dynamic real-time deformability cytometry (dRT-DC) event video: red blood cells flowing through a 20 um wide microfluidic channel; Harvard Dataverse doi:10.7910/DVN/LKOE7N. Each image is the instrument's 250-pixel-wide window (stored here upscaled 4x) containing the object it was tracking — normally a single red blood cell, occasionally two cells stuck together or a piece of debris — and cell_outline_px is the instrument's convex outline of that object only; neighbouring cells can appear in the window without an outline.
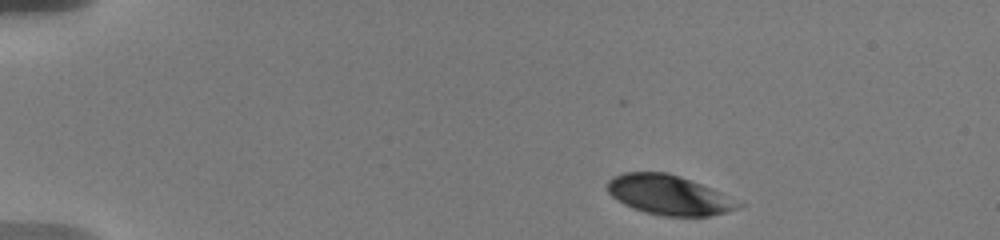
{"species": "human", "species_latin": "Homo sapiens", "temperature_condition": "warm", "stored_images_in_passage": 14, "camera_frame_rate_fps": 3000, "um_per_image_px": 0.085, "donor": {"sex": "male"}, "frame": {"image": 1, "passage_image": 1, "time_ms": 0.0, "image_size_px": [1000, 240], "cell_outline_px": [[744, 204], [740, 208], [708, 216], [664, 216], [644, 212], [632, 208], [616, 200], [608, 192], [608, 180], [612, 176], [624, 172], [668, 172], [680, 176], [712, 188]], "centroid_in_image_um": [56.83, 16.57], "position_along_channel_um": 28.2, "area_um2": 30.29}}
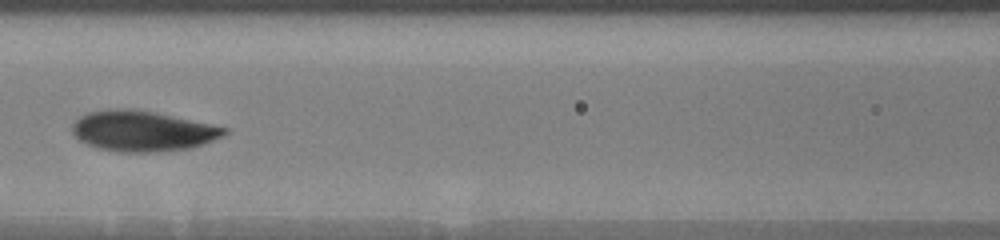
{"frame": {"image": 2, "passage_image": 7, "time_ms": 6.0, "image_size_px": [1000, 240], "cell_outline_px": [[228, 132], [224, 136], [204, 144], [192, 148], [152, 152], [116, 152], [96, 148], [80, 140], [72, 132], [72, 124], [80, 116], [88, 112], [108, 108], [128, 108], [156, 112], [228, 128]], "centroid_in_image_um": [12.11, 11.13], "position_along_channel_um": 154.5, "area_um2": 36.13}}
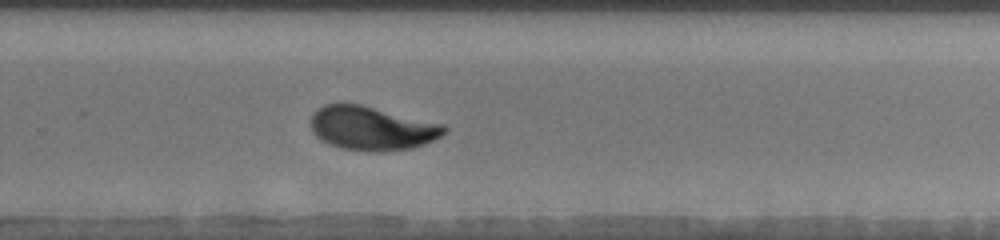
{"frame": {"image": 3, "passage_image": 14, "time_ms": 10.0, "image_size_px": [1000, 240], "cell_outline_px": [[448, 132], [424, 144], [412, 148], [380, 152], [372, 152], [340, 148], [328, 144], [320, 140], [312, 132], [312, 112], [324, 104], [340, 100], [364, 104], [444, 124], [448, 128]], "centroid_in_image_um": [31.58, 10.86], "position_along_channel_um": 298.2, "area_um2": 35.08}}